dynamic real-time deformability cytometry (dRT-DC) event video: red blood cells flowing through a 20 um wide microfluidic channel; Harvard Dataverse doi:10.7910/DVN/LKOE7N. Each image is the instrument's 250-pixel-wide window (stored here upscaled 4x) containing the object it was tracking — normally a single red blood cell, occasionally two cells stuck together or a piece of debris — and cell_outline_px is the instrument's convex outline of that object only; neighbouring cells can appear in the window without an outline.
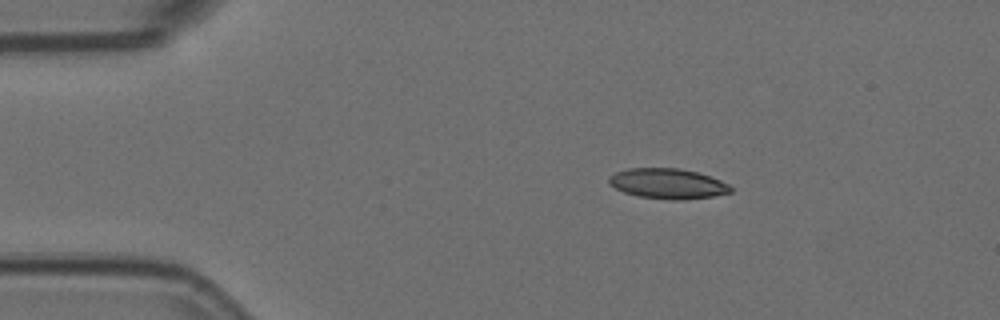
{"species": "Egyptian fruit bat (a non-hibernating species)", "species_latin": "Rousettus aegyptiacus", "temperature_condition": "room temperature", "stored_images_in_passage": 3, "camera_frame_rate_fps": 3000, "um_per_image_px": 0.085, "animal": {"sex": "female"}, "frame": {"image": 1, "passage_image": 1, "time_ms": 0.0, "image_size_px": [1000, 320], "cell_outline_px": [[732, 192], [712, 196], [680, 200], [672, 200], [640, 196], [624, 192], [608, 184], [608, 176], [616, 172], [628, 168], [680, 168], [696, 172], [720, 180], [728, 184], [732, 188]], "centroid_in_image_um": [56.73, 15.6], "position_along_channel_um": 28.3, "area_um2": 21.33}}
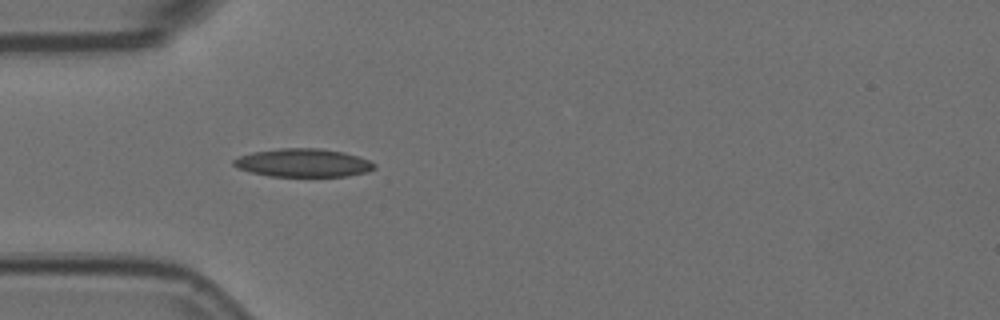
{"frame": {"image": 2, "passage_image": 3, "time_ms": 0.667, "image_size_px": [1000, 320], "cell_outline_px": [[376, 168], [368, 172], [348, 176], [268, 176], [248, 172], [236, 168], [232, 164], [232, 160], [240, 156], [252, 152], [280, 148], [320, 148], [344, 152], [368, 160], [376, 164]], "centroid_in_image_um": [25.74, 13.84], "position_along_channel_um": 59.3, "area_um2": 23.35}}